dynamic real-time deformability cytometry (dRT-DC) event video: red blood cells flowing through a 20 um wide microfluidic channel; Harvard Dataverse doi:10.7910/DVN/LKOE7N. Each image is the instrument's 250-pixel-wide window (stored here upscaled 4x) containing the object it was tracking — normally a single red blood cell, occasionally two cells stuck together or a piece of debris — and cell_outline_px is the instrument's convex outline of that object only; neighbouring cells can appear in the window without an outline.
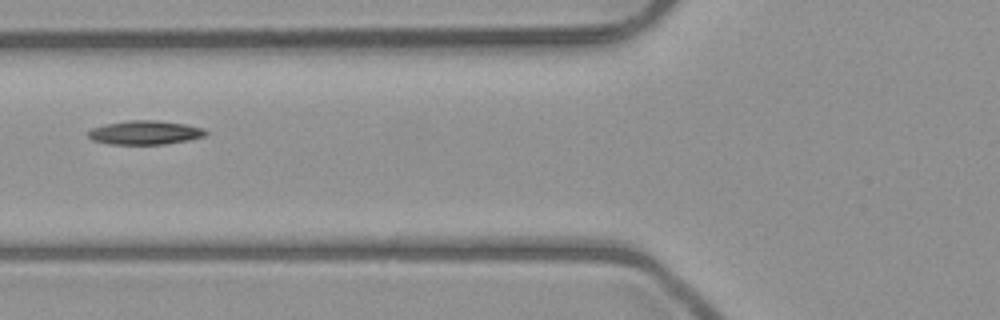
{"species": "common noctule bat (a hibernating species)", "species_latin": "Nyctalus noctula", "temperature_condition": "room temperature", "stored_images_in_passage": 7, "camera_frame_rate_fps": 3000, "um_per_image_px": 0.085, "animal": {"sex": "male", "body_mass_g": 23.1, "forearm_length_mm": 52.7}, "frame": {"image": 1, "passage_image": 6, "time_ms": 6.667, "image_size_px": [1000, 320], "cell_outline_px": [[208, 132], [204, 136], [188, 140], [164, 144], [108, 144], [92, 140], [88, 136], [88, 132], [92, 128], [104, 124], [128, 120], [152, 120], [184, 124], [204, 128]], "centroid_in_image_um": [12.3, 11.27], "position_along_channel_um": 113.5, "area_um2": 16.3}}
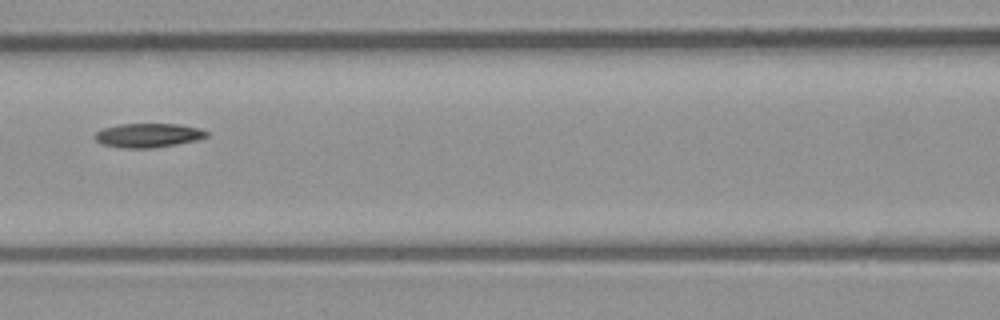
{"frame": {"image": 2, "passage_image": 7, "time_ms": 7.667, "image_size_px": [1000, 320], "cell_outline_px": [[208, 136], [196, 140], [176, 144], [152, 148], [120, 148], [104, 144], [96, 140], [92, 136], [96, 132], [104, 128], [120, 124], [180, 124], [200, 128], [208, 132]], "centroid_in_image_um": [12.59, 11.5], "position_along_channel_um": 154.0, "area_um2": 15.66}}